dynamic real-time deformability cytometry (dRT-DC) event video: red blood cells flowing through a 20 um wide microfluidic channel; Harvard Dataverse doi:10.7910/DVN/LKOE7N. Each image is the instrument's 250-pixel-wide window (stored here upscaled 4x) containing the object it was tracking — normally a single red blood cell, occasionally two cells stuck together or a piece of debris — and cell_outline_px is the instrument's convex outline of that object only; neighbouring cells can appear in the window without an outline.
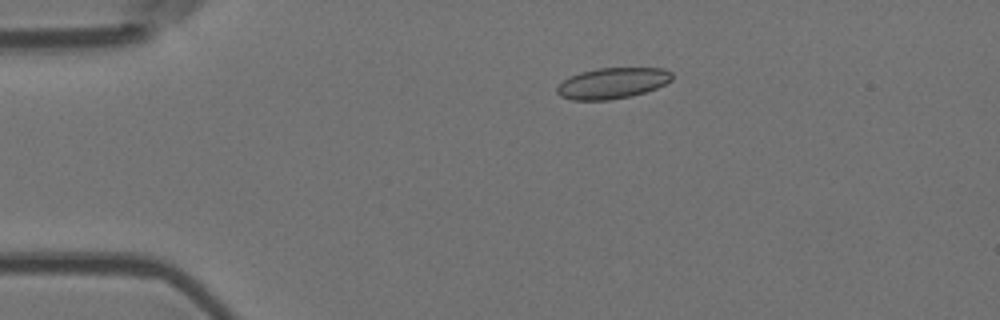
{"species": "Egyptian fruit bat (a non-hibernating species)", "species_latin": "Rousettus aegyptiacus", "temperature_condition": "room temperature", "stored_images_in_passage": 6, "camera_frame_rate_fps": 3000, "um_per_image_px": 0.085, "animal": {"sex": "female"}, "frame": {"image": 1, "passage_image": 4, "time_ms": 1.0, "image_size_px": [1000, 320], "cell_outline_px": [[672, 80], [656, 88], [644, 92], [628, 96], [608, 100], [572, 100], [560, 96], [556, 92], [556, 88], [564, 80], [580, 72], [596, 68], [664, 68], [672, 72]], "centroid_in_image_um": [52.05, 7.06], "position_along_channel_um": 33.0, "area_um2": 20.58}}
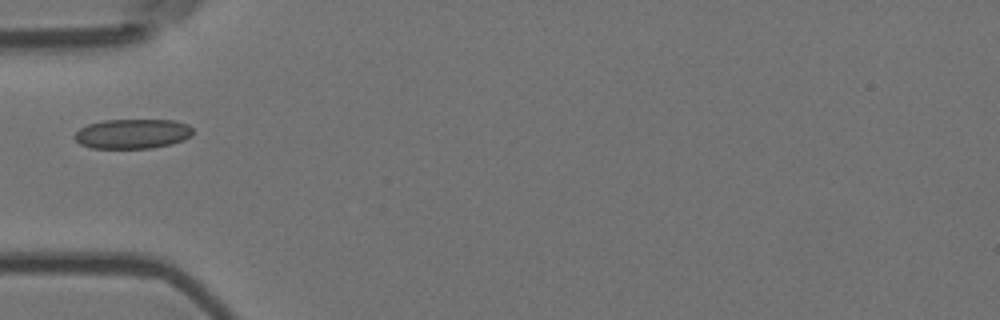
{"frame": {"image": 2, "passage_image": 6, "time_ms": 1.667, "image_size_px": [1000, 320], "cell_outline_px": [[192, 136], [184, 140], [172, 144], [152, 148], [92, 148], [80, 144], [72, 136], [80, 128], [88, 124], [104, 120], [172, 120], [188, 124], [192, 128]], "centroid_in_image_um": [11.27, 11.37], "position_along_channel_um": 73.7, "area_um2": 20.58}}